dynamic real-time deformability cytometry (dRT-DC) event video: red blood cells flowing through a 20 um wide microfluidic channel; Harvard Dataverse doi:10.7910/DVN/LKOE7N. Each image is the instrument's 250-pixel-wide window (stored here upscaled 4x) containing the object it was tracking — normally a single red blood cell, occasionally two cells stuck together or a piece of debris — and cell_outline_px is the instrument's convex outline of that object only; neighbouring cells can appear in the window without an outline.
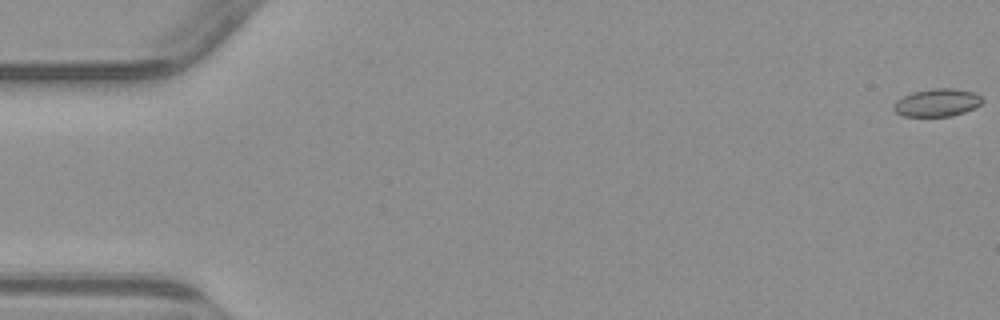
{"species": "common noctule bat (a hibernating species)", "species_latin": "Nyctalus noctula", "temperature_condition": "warm", "stored_images_in_passage": 4, "camera_frame_rate_fps": 3000, "um_per_image_px": 0.085, "animal": {"sex": "male", "body_mass_g": 23.1, "forearm_length_mm": 52.7}, "frame": {"image": 1, "passage_image": 1, "time_ms": 0.0, "image_size_px": [1000, 320], "cell_outline_px": [[984, 100], [980, 104], [964, 112], [952, 116], [904, 116], [896, 112], [892, 108], [896, 100], [912, 92], [932, 88], [952, 88], [976, 92]], "centroid_in_image_um": [79.65, 8.71], "position_along_channel_um": 5.4, "area_um2": 14.33}}
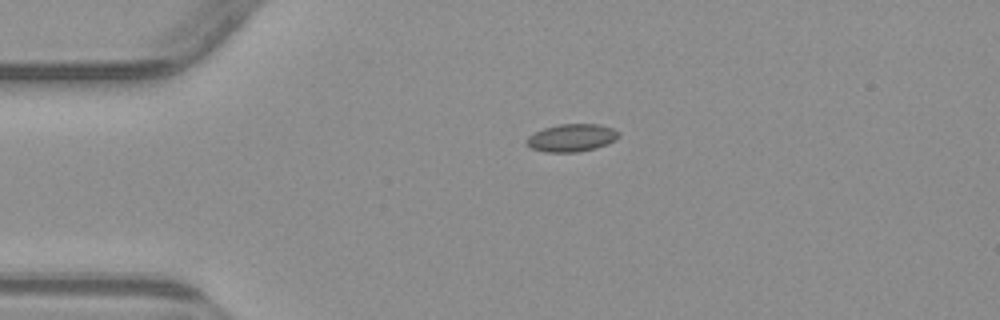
{"frame": {"image": 2, "passage_image": 4, "time_ms": 4.0, "image_size_px": [1000, 320], "cell_outline_px": [[620, 136], [616, 140], [608, 144], [596, 148], [576, 152], [544, 152], [532, 148], [524, 140], [528, 136], [544, 128], [560, 124], [600, 124], [612, 128], [620, 132]], "centroid_in_image_um": [48.62, 11.71], "position_along_channel_um": 36.4, "area_um2": 14.91}}